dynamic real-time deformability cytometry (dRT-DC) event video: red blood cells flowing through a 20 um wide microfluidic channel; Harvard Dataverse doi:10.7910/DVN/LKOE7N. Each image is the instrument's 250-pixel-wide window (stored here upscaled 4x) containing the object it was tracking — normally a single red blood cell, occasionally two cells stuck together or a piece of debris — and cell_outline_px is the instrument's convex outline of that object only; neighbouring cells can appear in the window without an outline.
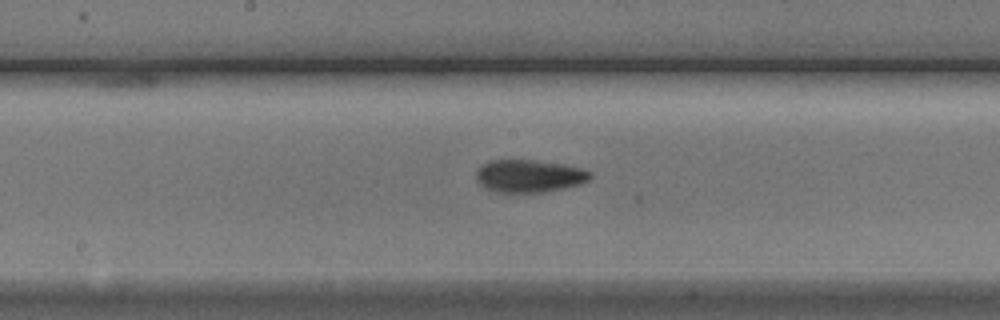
{"species": "Egyptian fruit bat (a non-hibernating species)", "species_latin": "Rousettus aegyptiacus", "temperature_condition": "cold", "stored_images_in_passage": 7, "camera_frame_rate_fps": 3000, "um_per_image_px": 0.085, "animal": {"sex": "male"}, "frame": {"image": 1, "passage_image": 7, "time_ms": 7.667, "image_size_px": [1000, 320], "cell_outline_px": [[592, 176], [588, 180], [580, 184], [544, 192], [496, 192], [484, 188], [476, 180], [476, 172], [480, 164], [492, 160], [536, 160], [564, 164], [580, 168], [592, 172]], "centroid_in_image_um": [44.95, 14.95], "position_along_channel_um": 203.3, "area_um2": 21.79}}